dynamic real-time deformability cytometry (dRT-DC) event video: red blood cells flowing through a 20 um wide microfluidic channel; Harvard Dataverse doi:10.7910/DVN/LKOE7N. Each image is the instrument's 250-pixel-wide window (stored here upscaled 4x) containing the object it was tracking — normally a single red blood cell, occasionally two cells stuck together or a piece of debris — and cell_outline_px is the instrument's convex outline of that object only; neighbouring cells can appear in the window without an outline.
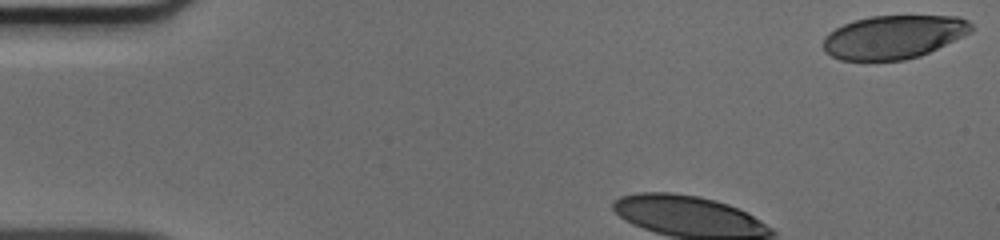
{"species": "human", "species_latin": "Homo sapiens", "temperature_condition": "cold", "stored_images_in_passage": 34, "camera_frame_rate_fps": 3000, "um_per_image_px": 0.085, "donor": {"sex": "male"}, "frame": {"image": 1, "passage_image": 1, "time_ms": 0.0, "image_size_px": [1000, 240], "cell_outline_px": [[972, 32], [964, 36], [920, 56], [904, 60], [840, 60], [824, 52], [824, 36], [828, 32], [844, 24], [856, 20], [872, 16], [960, 16], [968, 20], [972, 24]], "centroid_in_image_um": [75.97, 3.14], "position_along_channel_um": 9.0, "area_um2": 37.45}}
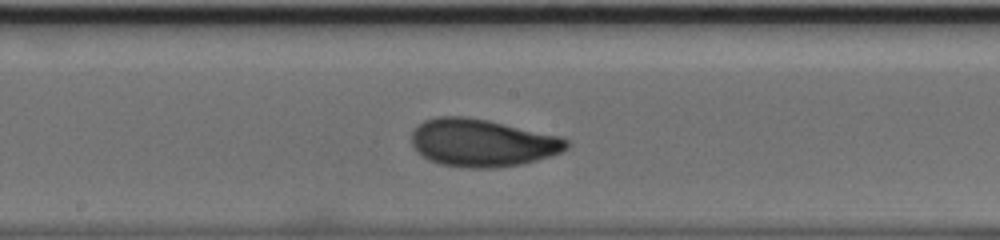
{"frame": {"image": 2, "passage_image": 20, "time_ms": 6.333, "image_size_px": [1000, 240], "cell_outline_px": [[572, 144], [568, 148], [560, 152], [536, 160], [520, 164], [496, 168], [468, 168], [440, 164], [428, 160], [416, 152], [412, 144], [412, 132], [424, 120], [436, 116], [464, 116], [488, 120], [560, 136], [568, 140]], "centroid_in_image_um": [40.97, 12.14], "position_along_channel_um": 207.2, "area_um2": 43.12}}
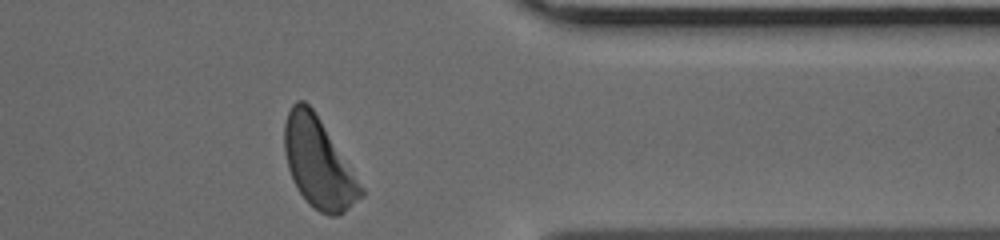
{"frame": {"image": 3, "passage_image": 34, "time_ms": 11.0, "image_size_px": [1000, 240], "cell_outline_px": [[364, 196], [340, 216], [328, 216], [312, 208], [308, 204], [296, 188], [292, 180], [288, 168], [284, 152], [284, 124], [288, 112], [292, 104], [296, 100], [304, 100], [312, 108], [320, 120], [364, 188]], "centroid_in_image_um": [27.06, 13.9], "position_along_channel_um": 384.3, "area_um2": 40.06}}